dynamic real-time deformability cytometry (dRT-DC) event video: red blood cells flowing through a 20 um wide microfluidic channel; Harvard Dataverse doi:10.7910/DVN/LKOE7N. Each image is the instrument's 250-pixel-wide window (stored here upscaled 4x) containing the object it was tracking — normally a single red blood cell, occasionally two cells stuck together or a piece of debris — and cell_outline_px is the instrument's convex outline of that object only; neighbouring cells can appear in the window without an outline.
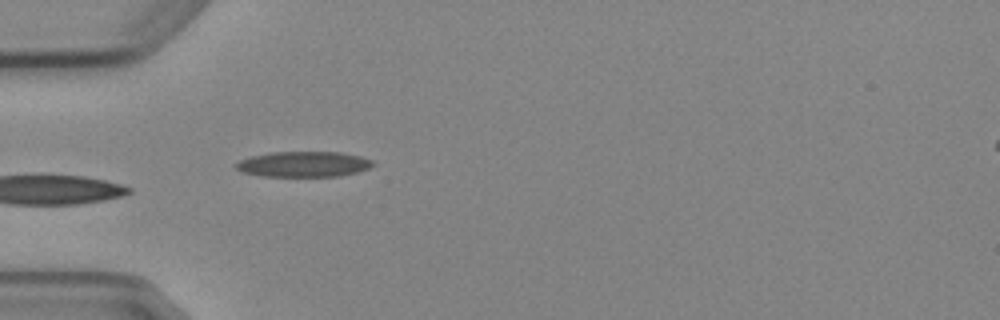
{"species": "Egyptian fruit bat (a non-hibernating species)", "species_latin": "Rousettus aegyptiacus", "temperature_condition": "cold", "stored_images_in_passage": 4, "camera_frame_rate_fps": 3000, "um_per_image_px": 0.085, "animal": {"sex": "female"}, "frame": {"image": 1, "passage_image": 4, "time_ms": 3.333, "image_size_px": [1000, 320], "cell_outline_px": [[376, 164], [368, 168], [356, 172], [336, 176], [260, 176], [240, 172], [232, 164], [240, 160], [252, 156], [272, 152], [340, 152], [360, 156], [372, 160]], "centroid_in_image_um": [25.76, 13.95], "position_along_channel_um": 59.2, "area_um2": 20.35}}